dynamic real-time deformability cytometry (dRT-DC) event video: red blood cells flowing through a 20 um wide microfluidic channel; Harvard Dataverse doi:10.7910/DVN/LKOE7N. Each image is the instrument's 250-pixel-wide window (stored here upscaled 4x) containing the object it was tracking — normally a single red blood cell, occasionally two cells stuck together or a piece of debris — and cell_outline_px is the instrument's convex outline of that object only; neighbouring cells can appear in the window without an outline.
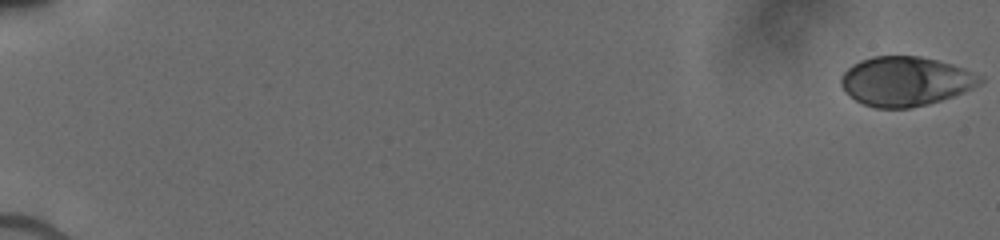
{"species": "human", "species_latin": "Homo sapiens", "temperature_condition": "cold", "stored_images_in_passage": 22, "camera_frame_rate_fps": 3000, "um_per_image_px": 0.085, "donor": {"sex": "male"}, "frame": {"image": 1, "passage_image": 1, "time_ms": 0.0, "image_size_px": [1000, 240], "cell_outline_px": [[984, 80], [980, 84], [964, 92], [928, 104], [908, 108], [876, 108], [864, 104], [856, 100], [844, 92], [840, 84], [840, 76], [852, 64], [860, 60], [872, 56], [920, 56], [952, 64], [964, 68], [984, 76]], "centroid_in_image_um": [76.96, 6.9], "position_along_channel_um": 8.0, "area_um2": 40.17}}
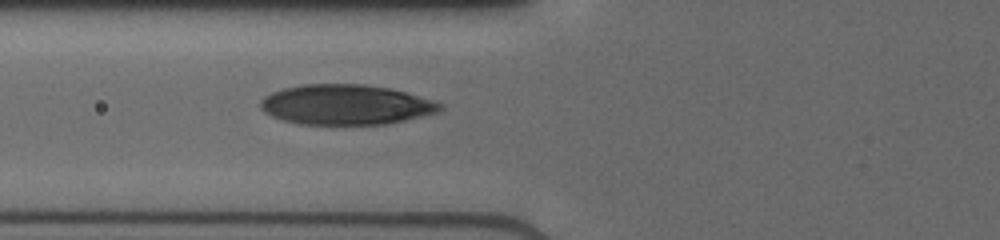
{"frame": {"image": 2, "passage_image": 19, "time_ms": 7.333, "image_size_px": [1000, 240], "cell_outline_px": [[444, 108], [436, 112], [388, 124], [300, 124], [284, 120], [272, 116], [264, 112], [260, 108], [260, 100], [264, 96], [272, 92], [284, 88], [304, 84], [360, 84], [388, 88], [404, 92], [432, 100], [444, 104]], "centroid_in_image_um": [29.36, 8.9], "position_along_channel_um": 96.4, "area_um2": 41.67}}
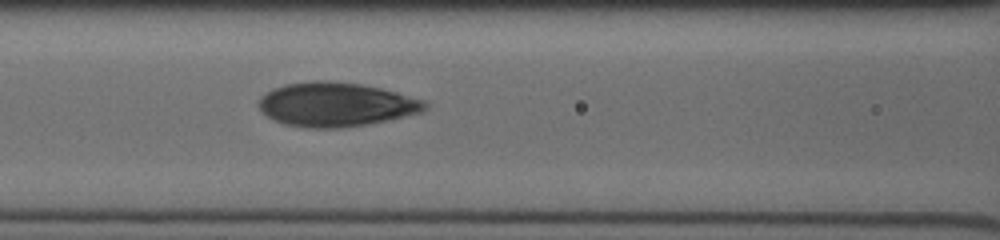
{"frame": {"image": 3, "passage_image": 22, "time_ms": 8.333, "image_size_px": [1000, 240], "cell_outline_px": [[428, 108], [424, 112], [388, 120], [368, 124], [340, 128], [308, 128], [284, 124], [272, 120], [260, 108], [260, 96], [284, 84], [312, 80], [324, 80], [360, 84], [380, 88], [396, 92], [424, 100], [428, 104]], "centroid_in_image_um": [28.59, 8.89], "position_along_channel_um": 138.0, "area_um2": 42.71}}